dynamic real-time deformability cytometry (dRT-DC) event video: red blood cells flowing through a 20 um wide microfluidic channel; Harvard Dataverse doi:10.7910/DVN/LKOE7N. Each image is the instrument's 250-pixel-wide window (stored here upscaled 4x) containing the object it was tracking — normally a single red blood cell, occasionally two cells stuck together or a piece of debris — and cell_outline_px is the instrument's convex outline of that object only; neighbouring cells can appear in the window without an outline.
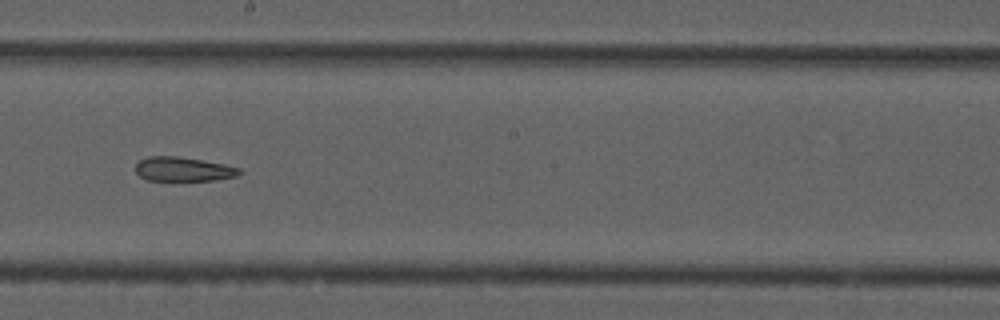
{"species": "common noctule bat (a hibernating species)", "species_latin": "Nyctalus noctula", "temperature_condition": "cold", "stored_images_in_passage": 41, "camera_frame_rate_fps": 3000, "um_per_image_px": 0.085, "animal": {"sex": "male", "forearm_length_mm": 52.5}, "frame": {"image": 1, "passage_image": 24, "time_ms": 7.667, "image_size_px": [1000, 320], "cell_outline_px": [[244, 172], [236, 176], [216, 180], [148, 180], [140, 176], [136, 172], [136, 164], [140, 160], [148, 156], [176, 156], [224, 164], [240, 168]], "centroid_in_image_um": [15.6, 14.38], "position_along_channel_um": 232.6, "area_um2": 14.57}}
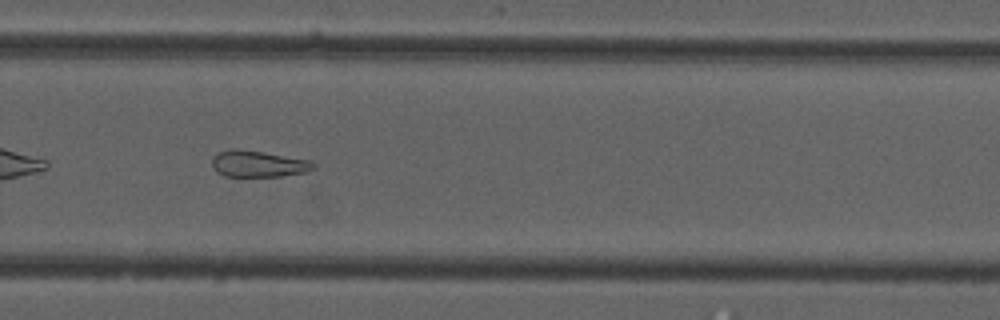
{"frame": {"image": 2, "passage_image": 30, "time_ms": 9.667, "image_size_px": [1000, 320], "cell_outline_px": [[316, 168], [308, 172], [280, 176], [224, 176], [216, 172], [212, 168], [212, 156], [220, 152], [232, 148], [236, 148], [264, 152], [308, 160], [316, 164]], "centroid_in_image_um": [21.93, 13.93], "position_along_channel_um": 307.9, "area_um2": 15.72}}
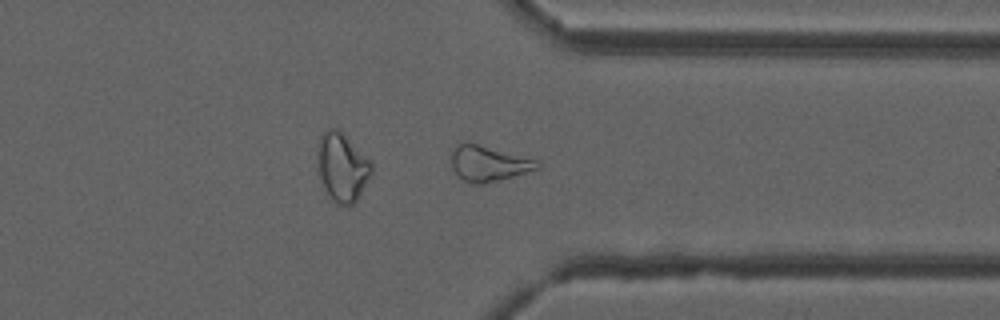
{"frame": {"image": 3, "passage_image": 35, "time_ms": 11.333, "image_size_px": [1000, 320], "cell_outline_px": [[540, 168], [500, 180], [484, 184], [476, 184], [464, 180], [452, 168], [448, 148], [460, 144], [476, 144], [540, 160]], "centroid_in_image_um": [41.51, 13.9], "position_along_channel_um": 369.9, "area_um2": 17.8}}